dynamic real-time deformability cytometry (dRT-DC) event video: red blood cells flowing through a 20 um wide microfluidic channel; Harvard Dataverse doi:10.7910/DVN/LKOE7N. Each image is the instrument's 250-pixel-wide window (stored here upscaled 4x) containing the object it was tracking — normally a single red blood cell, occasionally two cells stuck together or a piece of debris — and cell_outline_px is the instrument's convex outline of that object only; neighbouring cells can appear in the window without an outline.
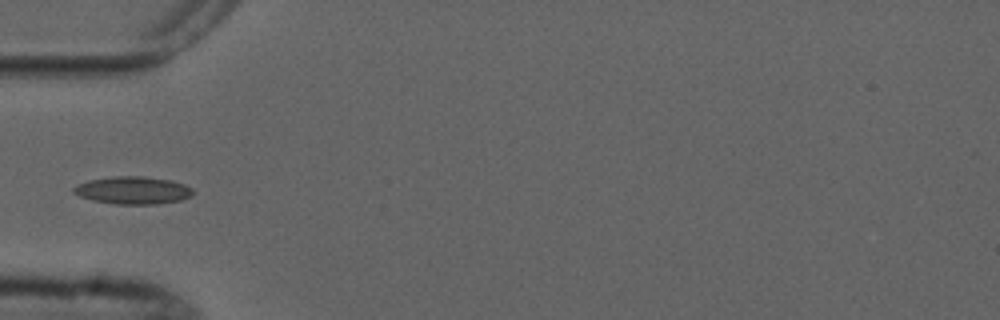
{"species": "common noctule bat (a hibernating species)", "species_latin": "Nyctalus noctula", "temperature_condition": "cold", "stored_images_in_passage": 5, "camera_frame_rate_fps": 3000, "um_per_image_px": 0.085, "animal": {"sex": "male", "forearm_length_mm": 52.5}, "frame": {"image": 1, "passage_image": 5, "time_ms": 4.667, "image_size_px": [1000, 320], "cell_outline_px": [[196, 192], [192, 196], [180, 200], [156, 204], [116, 204], [92, 200], [80, 196], [72, 192], [72, 188], [76, 184], [88, 180], [112, 176], [144, 176], [172, 180], [184, 184], [192, 188]], "centroid_in_image_um": [11.3, 16.17], "position_along_channel_um": 73.7, "area_um2": 19.42}}